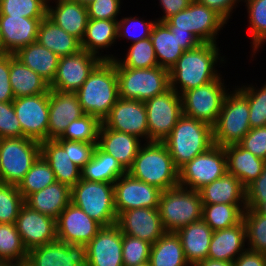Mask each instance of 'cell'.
Instances as JSON below:
<instances>
[{"label": "cell", "mask_w": 266, "mask_h": 266, "mask_svg": "<svg viewBox=\"0 0 266 266\" xmlns=\"http://www.w3.org/2000/svg\"><path fill=\"white\" fill-rule=\"evenodd\" d=\"M219 50L217 43H201L184 51L169 71L170 88L181 95L222 76L215 68L218 62L224 61Z\"/></svg>", "instance_id": "cell-1"}, {"label": "cell", "mask_w": 266, "mask_h": 266, "mask_svg": "<svg viewBox=\"0 0 266 266\" xmlns=\"http://www.w3.org/2000/svg\"><path fill=\"white\" fill-rule=\"evenodd\" d=\"M84 114L97 117L101 122L109 115L119 98L115 64L102 60L76 91Z\"/></svg>", "instance_id": "cell-2"}, {"label": "cell", "mask_w": 266, "mask_h": 266, "mask_svg": "<svg viewBox=\"0 0 266 266\" xmlns=\"http://www.w3.org/2000/svg\"><path fill=\"white\" fill-rule=\"evenodd\" d=\"M127 173L161 191L179 186V169L163 142H145L141 145Z\"/></svg>", "instance_id": "cell-3"}, {"label": "cell", "mask_w": 266, "mask_h": 266, "mask_svg": "<svg viewBox=\"0 0 266 266\" xmlns=\"http://www.w3.org/2000/svg\"><path fill=\"white\" fill-rule=\"evenodd\" d=\"M163 143L179 169L214 145L213 130L209 124L182 115Z\"/></svg>", "instance_id": "cell-4"}, {"label": "cell", "mask_w": 266, "mask_h": 266, "mask_svg": "<svg viewBox=\"0 0 266 266\" xmlns=\"http://www.w3.org/2000/svg\"><path fill=\"white\" fill-rule=\"evenodd\" d=\"M119 97L145 102L170 89L169 70L160 66L136 69L120 65L115 59Z\"/></svg>", "instance_id": "cell-5"}, {"label": "cell", "mask_w": 266, "mask_h": 266, "mask_svg": "<svg viewBox=\"0 0 266 266\" xmlns=\"http://www.w3.org/2000/svg\"><path fill=\"white\" fill-rule=\"evenodd\" d=\"M203 203L199 191L175 187L161 191L159 212L166 232L178 229L202 219Z\"/></svg>", "instance_id": "cell-6"}, {"label": "cell", "mask_w": 266, "mask_h": 266, "mask_svg": "<svg viewBox=\"0 0 266 266\" xmlns=\"http://www.w3.org/2000/svg\"><path fill=\"white\" fill-rule=\"evenodd\" d=\"M71 203L102 227L116 224L114 184L80 179L71 188Z\"/></svg>", "instance_id": "cell-7"}, {"label": "cell", "mask_w": 266, "mask_h": 266, "mask_svg": "<svg viewBox=\"0 0 266 266\" xmlns=\"http://www.w3.org/2000/svg\"><path fill=\"white\" fill-rule=\"evenodd\" d=\"M249 113L247 97L238 87L228 92L218 120L212 127L214 145L225 147L238 144L251 129Z\"/></svg>", "instance_id": "cell-8"}, {"label": "cell", "mask_w": 266, "mask_h": 266, "mask_svg": "<svg viewBox=\"0 0 266 266\" xmlns=\"http://www.w3.org/2000/svg\"><path fill=\"white\" fill-rule=\"evenodd\" d=\"M40 155V142L36 140L0 139V182L18 186Z\"/></svg>", "instance_id": "cell-9"}, {"label": "cell", "mask_w": 266, "mask_h": 266, "mask_svg": "<svg viewBox=\"0 0 266 266\" xmlns=\"http://www.w3.org/2000/svg\"><path fill=\"white\" fill-rule=\"evenodd\" d=\"M171 31L191 32L201 43H217V35L227 21L215 10L193 0L164 22Z\"/></svg>", "instance_id": "cell-10"}, {"label": "cell", "mask_w": 266, "mask_h": 266, "mask_svg": "<svg viewBox=\"0 0 266 266\" xmlns=\"http://www.w3.org/2000/svg\"><path fill=\"white\" fill-rule=\"evenodd\" d=\"M222 80L220 76L212 82L183 92L181 94L183 115L213 127L228 93Z\"/></svg>", "instance_id": "cell-11"}, {"label": "cell", "mask_w": 266, "mask_h": 266, "mask_svg": "<svg viewBox=\"0 0 266 266\" xmlns=\"http://www.w3.org/2000/svg\"><path fill=\"white\" fill-rule=\"evenodd\" d=\"M227 172L224 147L213 145L179 168V186L199 191Z\"/></svg>", "instance_id": "cell-12"}, {"label": "cell", "mask_w": 266, "mask_h": 266, "mask_svg": "<svg viewBox=\"0 0 266 266\" xmlns=\"http://www.w3.org/2000/svg\"><path fill=\"white\" fill-rule=\"evenodd\" d=\"M147 111L149 142H163L183 115L181 95L167 90L144 102Z\"/></svg>", "instance_id": "cell-13"}, {"label": "cell", "mask_w": 266, "mask_h": 266, "mask_svg": "<svg viewBox=\"0 0 266 266\" xmlns=\"http://www.w3.org/2000/svg\"><path fill=\"white\" fill-rule=\"evenodd\" d=\"M12 103L24 137L48 140L49 92L15 98Z\"/></svg>", "instance_id": "cell-14"}, {"label": "cell", "mask_w": 266, "mask_h": 266, "mask_svg": "<svg viewBox=\"0 0 266 266\" xmlns=\"http://www.w3.org/2000/svg\"><path fill=\"white\" fill-rule=\"evenodd\" d=\"M102 59L85 50L59 58L57 72L49 88L62 92H76Z\"/></svg>", "instance_id": "cell-15"}, {"label": "cell", "mask_w": 266, "mask_h": 266, "mask_svg": "<svg viewBox=\"0 0 266 266\" xmlns=\"http://www.w3.org/2000/svg\"><path fill=\"white\" fill-rule=\"evenodd\" d=\"M161 190L133 178L129 173L114 182V204L117 216L135 208H159Z\"/></svg>", "instance_id": "cell-16"}, {"label": "cell", "mask_w": 266, "mask_h": 266, "mask_svg": "<svg viewBox=\"0 0 266 266\" xmlns=\"http://www.w3.org/2000/svg\"><path fill=\"white\" fill-rule=\"evenodd\" d=\"M102 123L108 129L132 134L149 142L147 111L143 101L119 97Z\"/></svg>", "instance_id": "cell-17"}, {"label": "cell", "mask_w": 266, "mask_h": 266, "mask_svg": "<svg viewBox=\"0 0 266 266\" xmlns=\"http://www.w3.org/2000/svg\"><path fill=\"white\" fill-rule=\"evenodd\" d=\"M31 266H89L85 244H67L58 239L28 251Z\"/></svg>", "instance_id": "cell-18"}, {"label": "cell", "mask_w": 266, "mask_h": 266, "mask_svg": "<svg viewBox=\"0 0 266 266\" xmlns=\"http://www.w3.org/2000/svg\"><path fill=\"white\" fill-rule=\"evenodd\" d=\"M57 239L67 244L87 245L102 228L81 208L69 203L56 219Z\"/></svg>", "instance_id": "cell-19"}, {"label": "cell", "mask_w": 266, "mask_h": 266, "mask_svg": "<svg viewBox=\"0 0 266 266\" xmlns=\"http://www.w3.org/2000/svg\"><path fill=\"white\" fill-rule=\"evenodd\" d=\"M116 225L122 234L139 238L154 244L166 231L159 208H135L121 212Z\"/></svg>", "instance_id": "cell-20"}, {"label": "cell", "mask_w": 266, "mask_h": 266, "mask_svg": "<svg viewBox=\"0 0 266 266\" xmlns=\"http://www.w3.org/2000/svg\"><path fill=\"white\" fill-rule=\"evenodd\" d=\"M16 228L27 251L57 239L56 219L23 205Z\"/></svg>", "instance_id": "cell-21"}, {"label": "cell", "mask_w": 266, "mask_h": 266, "mask_svg": "<svg viewBox=\"0 0 266 266\" xmlns=\"http://www.w3.org/2000/svg\"><path fill=\"white\" fill-rule=\"evenodd\" d=\"M86 248L89 266H123L122 232L116 224L102 227Z\"/></svg>", "instance_id": "cell-22"}, {"label": "cell", "mask_w": 266, "mask_h": 266, "mask_svg": "<svg viewBox=\"0 0 266 266\" xmlns=\"http://www.w3.org/2000/svg\"><path fill=\"white\" fill-rule=\"evenodd\" d=\"M84 115L76 92L49 90L48 140L62 136L69 123Z\"/></svg>", "instance_id": "cell-23"}, {"label": "cell", "mask_w": 266, "mask_h": 266, "mask_svg": "<svg viewBox=\"0 0 266 266\" xmlns=\"http://www.w3.org/2000/svg\"><path fill=\"white\" fill-rule=\"evenodd\" d=\"M42 19L0 15L2 53L15 54L20 48L35 43Z\"/></svg>", "instance_id": "cell-24"}, {"label": "cell", "mask_w": 266, "mask_h": 266, "mask_svg": "<svg viewBox=\"0 0 266 266\" xmlns=\"http://www.w3.org/2000/svg\"><path fill=\"white\" fill-rule=\"evenodd\" d=\"M42 157L53 170L56 181L72 188L81 179V169L68 155V140L55 139L40 142Z\"/></svg>", "instance_id": "cell-25"}, {"label": "cell", "mask_w": 266, "mask_h": 266, "mask_svg": "<svg viewBox=\"0 0 266 266\" xmlns=\"http://www.w3.org/2000/svg\"><path fill=\"white\" fill-rule=\"evenodd\" d=\"M143 141L137 136L108 129L103 123L98 133L97 146L105 153L112 155L128 171L137 156Z\"/></svg>", "instance_id": "cell-26"}, {"label": "cell", "mask_w": 266, "mask_h": 266, "mask_svg": "<svg viewBox=\"0 0 266 266\" xmlns=\"http://www.w3.org/2000/svg\"><path fill=\"white\" fill-rule=\"evenodd\" d=\"M55 4L48 0L47 17L81 42L89 20L86 5L73 0H55Z\"/></svg>", "instance_id": "cell-27"}, {"label": "cell", "mask_w": 266, "mask_h": 266, "mask_svg": "<svg viewBox=\"0 0 266 266\" xmlns=\"http://www.w3.org/2000/svg\"><path fill=\"white\" fill-rule=\"evenodd\" d=\"M246 227L243 219L226 229L213 231L208 257L213 260L234 261L245 248Z\"/></svg>", "instance_id": "cell-28"}, {"label": "cell", "mask_w": 266, "mask_h": 266, "mask_svg": "<svg viewBox=\"0 0 266 266\" xmlns=\"http://www.w3.org/2000/svg\"><path fill=\"white\" fill-rule=\"evenodd\" d=\"M175 233L180 238L186 261L190 266L208 257L213 230L202 219L178 229Z\"/></svg>", "instance_id": "cell-29"}, {"label": "cell", "mask_w": 266, "mask_h": 266, "mask_svg": "<svg viewBox=\"0 0 266 266\" xmlns=\"http://www.w3.org/2000/svg\"><path fill=\"white\" fill-rule=\"evenodd\" d=\"M227 172L235 176L247 187L257 179L266 167V161L258 158L239 144L224 147Z\"/></svg>", "instance_id": "cell-30"}, {"label": "cell", "mask_w": 266, "mask_h": 266, "mask_svg": "<svg viewBox=\"0 0 266 266\" xmlns=\"http://www.w3.org/2000/svg\"><path fill=\"white\" fill-rule=\"evenodd\" d=\"M70 202L71 188L57 181L24 199L29 208L54 219L59 217Z\"/></svg>", "instance_id": "cell-31"}, {"label": "cell", "mask_w": 266, "mask_h": 266, "mask_svg": "<svg viewBox=\"0 0 266 266\" xmlns=\"http://www.w3.org/2000/svg\"><path fill=\"white\" fill-rule=\"evenodd\" d=\"M199 193L203 204H247L246 187L228 172L201 188Z\"/></svg>", "instance_id": "cell-32"}, {"label": "cell", "mask_w": 266, "mask_h": 266, "mask_svg": "<svg viewBox=\"0 0 266 266\" xmlns=\"http://www.w3.org/2000/svg\"><path fill=\"white\" fill-rule=\"evenodd\" d=\"M117 39V20L89 19L81 41V49L102 60H114L115 56L111 54L103 56L99 54V50L108 49Z\"/></svg>", "instance_id": "cell-33"}, {"label": "cell", "mask_w": 266, "mask_h": 266, "mask_svg": "<svg viewBox=\"0 0 266 266\" xmlns=\"http://www.w3.org/2000/svg\"><path fill=\"white\" fill-rule=\"evenodd\" d=\"M37 42L58 57L73 55L81 50V42L65 32L47 16L40 21Z\"/></svg>", "instance_id": "cell-34"}, {"label": "cell", "mask_w": 266, "mask_h": 266, "mask_svg": "<svg viewBox=\"0 0 266 266\" xmlns=\"http://www.w3.org/2000/svg\"><path fill=\"white\" fill-rule=\"evenodd\" d=\"M15 57L35 73L39 74L49 85L55 78L59 58L51 50L37 41L20 48Z\"/></svg>", "instance_id": "cell-35"}, {"label": "cell", "mask_w": 266, "mask_h": 266, "mask_svg": "<svg viewBox=\"0 0 266 266\" xmlns=\"http://www.w3.org/2000/svg\"><path fill=\"white\" fill-rule=\"evenodd\" d=\"M150 39L154 47L158 66L170 71L185 51L180 46L176 34H173L164 22L156 21L152 28Z\"/></svg>", "instance_id": "cell-36"}, {"label": "cell", "mask_w": 266, "mask_h": 266, "mask_svg": "<svg viewBox=\"0 0 266 266\" xmlns=\"http://www.w3.org/2000/svg\"><path fill=\"white\" fill-rule=\"evenodd\" d=\"M10 84L15 98L48 93L49 84L18 58L10 61Z\"/></svg>", "instance_id": "cell-37"}, {"label": "cell", "mask_w": 266, "mask_h": 266, "mask_svg": "<svg viewBox=\"0 0 266 266\" xmlns=\"http://www.w3.org/2000/svg\"><path fill=\"white\" fill-rule=\"evenodd\" d=\"M127 171L112 156L96 146L91 160L81 169V179L113 183Z\"/></svg>", "instance_id": "cell-38"}, {"label": "cell", "mask_w": 266, "mask_h": 266, "mask_svg": "<svg viewBox=\"0 0 266 266\" xmlns=\"http://www.w3.org/2000/svg\"><path fill=\"white\" fill-rule=\"evenodd\" d=\"M150 266H189L180 238L174 232H166L151 246Z\"/></svg>", "instance_id": "cell-39"}, {"label": "cell", "mask_w": 266, "mask_h": 266, "mask_svg": "<svg viewBox=\"0 0 266 266\" xmlns=\"http://www.w3.org/2000/svg\"><path fill=\"white\" fill-rule=\"evenodd\" d=\"M247 204H203L202 220L213 231L226 229L243 219Z\"/></svg>", "instance_id": "cell-40"}, {"label": "cell", "mask_w": 266, "mask_h": 266, "mask_svg": "<svg viewBox=\"0 0 266 266\" xmlns=\"http://www.w3.org/2000/svg\"><path fill=\"white\" fill-rule=\"evenodd\" d=\"M54 182H56V177L53 170L40 155L17 187L25 199L28 195L38 192Z\"/></svg>", "instance_id": "cell-41"}, {"label": "cell", "mask_w": 266, "mask_h": 266, "mask_svg": "<svg viewBox=\"0 0 266 266\" xmlns=\"http://www.w3.org/2000/svg\"><path fill=\"white\" fill-rule=\"evenodd\" d=\"M27 254L16 225L0 223V261H26Z\"/></svg>", "instance_id": "cell-42"}, {"label": "cell", "mask_w": 266, "mask_h": 266, "mask_svg": "<svg viewBox=\"0 0 266 266\" xmlns=\"http://www.w3.org/2000/svg\"><path fill=\"white\" fill-rule=\"evenodd\" d=\"M243 2L246 3L248 10L253 57L266 42V0H244Z\"/></svg>", "instance_id": "cell-43"}, {"label": "cell", "mask_w": 266, "mask_h": 266, "mask_svg": "<svg viewBox=\"0 0 266 266\" xmlns=\"http://www.w3.org/2000/svg\"><path fill=\"white\" fill-rule=\"evenodd\" d=\"M243 221L246 227L248 250L266 254V215L247 208L243 213Z\"/></svg>", "instance_id": "cell-44"}, {"label": "cell", "mask_w": 266, "mask_h": 266, "mask_svg": "<svg viewBox=\"0 0 266 266\" xmlns=\"http://www.w3.org/2000/svg\"><path fill=\"white\" fill-rule=\"evenodd\" d=\"M120 59L115 58L120 65L127 68L146 69L158 66L150 37L132 43L124 59Z\"/></svg>", "instance_id": "cell-45"}, {"label": "cell", "mask_w": 266, "mask_h": 266, "mask_svg": "<svg viewBox=\"0 0 266 266\" xmlns=\"http://www.w3.org/2000/svg\"><path fill=\"white\" fill-rule=\"evenodd\" d=\"M101 124L102 122L97 117L84 114L69 123L62 136L58 139L97 143Z\"/></svg>", "instance_id": "cell-46"}, {"label": "cell", "mask_w": 266, "mask_h": 266, "mask_svg": "<svg viewBox=\"0 0 266 266\" xmlns=\"http://www.w3.org/2000/svg\"><path fill=\"white\" fill-rule=\"evenodd\" d=\"M48 0H0V15L45 18Z\"/></svg>", "instance_id": "cell-47"}, {"label": "cell", "mask_w": 266, "mask_h": 266, "mask_svg": "<svg viewBox=\"0 0 266 266\" xmlns=\"http://www.w3.org/2000/svg\"><path fill=\"white\" fill-rule=\"evenodd\" d=\"M24 198L16 185L0 182V223L15 224Z\"/></svg>", "instance_id": "cell-48"}, {"label": "cell", "mask_w": 266, "mask_h": 266, "mask_svg": "<svg viewBox=\"0 0 266 266\" xmlns=\"http://www.w3.org/2000/svg\"><path fill=\"white\" fill-rule=\"evenodd\" d=\"M238 89L248 100L251 129L266 126V83L257 89L252 84L239 86Z\"/></svg>", "instance_id": "cell-49"}, {"label": "cell", "mask_w": 266, "mask_h": 266, "mask_svg": "<svg viewBox=\"0 0 266 266\" xmlns=\"http://www.w3.org/2000/svg\"><path fill=\"white\" fill-rule=\"evenodd\" d=\"M151 246L147 241L122 234L123 266H136L149 262Z\"/></svg>", "instance_id": "cell-50"}, {"label": "cell", "mask_w": 266, "mask_h": 266, "mask_svg": "<svg viewBox=\"0 0 266 266\" xmlns=\"http://www.w3.org/2000/svg\"><path fill=\"white\" fill-rule=\"evenodd\" d=\"M156 21H144L137 17H124L117 21V37L127 38L131 42H137L148 38L151 35L152 28ZM137 29V31H136ZM141 31V32H140Z\"/></svg>", "instance_id": "cell-51"}, {"label": "cell", "mask_w": 266, "mask_h": 266, "mask_svg": "<svg viewBox=\"0 0 266 266\" xmlns=\"http://www.w3.org/2000/svg\"><path fill=\"white\" fill-rule=\"evenodd\" d=\"M24 137L12 102H0V139Z\"/></svg>", "instance_id": "cell-52"}, {"label": "cell", "mask_w": 266, "mask_h": 266, "mask_svg": "<svg viewBox=\"0 0 266 266\" xmlns=\"http://www.w3.org/2000/svg\"><path fill=\"white\" fill-rule=\"evenodd\" d=\"M238 144L266 161V126L250 129Z\"/></svg>", "instance_id": "cell-53"}, {"label": "cell", "mask_w": 266, "mask_h": 266, "mask_svg": "<svg viewBox=\"0 0 266 266\" xmlns=\"http://www.w3.org/2000/svg\"><path fill=\"white\" fill-rule=\"evenodd\" d=\"M121 0H93L87 7L89 19L118 20Z\"/></svg>", "instance_id": "cell-54"}, {"label": "cell", "mask_w": 266, "mask_h": 266, "mask_svg": "<svg viewBox=\"0 0 266 266\" xmlns=\"http://www.w3.org/2000/svg\"><path fill=\"white\" fill-rule=\"evenodd\" d=\"M97 143L82 141H68V155L70 160L82 169L92 158Z\"/></svg>", "instance_id": "cell-55"}, {"label": "cell", "mask_w": 266, "mask_h": 266, "mask_svg": "<svg viewBox=\"0 0 266 266\" xmlns=\"http://www.w3.org/2000/svg\"><path fill=\"white\" fill-rule=\"evenodd\" d=\"M15 54H0V102H13L15 99L10 84V61Z\"/></svg>", "instance_id": "cell-56"}, {"label": "cell", "mask_w": 266, "mask_h": 266, "mask_svg": "<svg viewBox=\"0 0 266 266\" xmlns=\"http://www.w3.org/2000/svg\"><path fill=\"white\" fill-rule=\"evenodd\" d=\"M266 200V167L261 175L246 187L247 208L255 209Z\"/></svg>", "instance_id": "cell-57"}, {"label": "cell", "mask_w": 266, "mask_h": 266, "mask_svg": "<svg viewBox=\"0 0 266 266\" xmlns=\"http://www.w3.org/2000/svg\"><path fill=\"white\" fill-rule=\"evenodd\" d=\"M200 4L207 6L210 9L215 10L220 14L227 22L232 15L234 7L237 3L243 0H197ZM236 5V6H235Z\"/></svg>", "instance_id": "cell-58"}, {"label": "cell", "mask_w": 266, "mask_h": 266, "mask_svg": "<svg viewBox=\"0 0 266 266\" xmlns=\"http://www.w3.org/2000/svg\"><path fill=\"white\" fill-rule=\"evenodd\" d=\"M161 8L163 9L162 17L157 18L156 21L165 22L168 18L176 15L178 12L187 8L193 0H159Z\"/></svg>", "instance_id": "cell-59"}, {"label": "cell", "mask_w": 266, "mask_h": 266, "mask_svg": "<svg viewBox=\"0 0 266 266\" xmlns=\"http://www.w3.org/2000/svg\"><path fill=\"white\" fill-rule=\"evenodd\" d=\"M234 266H266V254L245 250L234 261Z\"/></svg>", "instance_id": "cell-60"}, {"label": "cell", "mask_w": 266, "mask_h": 266, "mask_svg": "<svg viewBox=\"0 0 266 266\" xmlns=\"http://www.w3.org/2000/svg\"><path fill=\"white\" fill-rule=\"evenodd\" d=\"M173 34H176L179 39L180 46L186 51L198 47L201 42L191 33V32H182V31H171Z\"/></svg>", "instance_id": "cell-61"}, {"label": "cell", "mask_w": 266, "mask_h": 266, "mask_svg": "<svg viewBox=\"0 0 266 266\" xmlns=\"http://www.w3.org/2000/svg\"><path fill=\"white\" fill-rule=\"evenodd\" d=\"M194 266H234L232 261H220L206 258L197 262Z\"/></svg>", "instance_id": "cell-62"}, {"label": "cell", "mask_w": 266, "mask_h": 266, "mask_svg": "<svg viewBox=\"0 0 266 266\" xmlns=\"http://www.w3.org/2000/svg\"><path fill=\"white\" fill-rule=\"evenodd\" d=\"M255 210L258 212V213H261L263 215H266V200L265 201H262L256 208Z\"/></svg>", "instance_id": "cell-63"}, {"label": "cell", "mask_w": 266, "mask_h": 266, "mask_svg": "<svg viewBox=\"0 0 266 266\" xmlns=\"http://www.w3.org/2000/svg\"><path fill=\"white\" fill-rule=\"evenodd\" d=\"M14 266H31V265H30L29 262L26 260V261L17 262V263L14 262Z\"/></svg>", "instance_id": "cell-64"}, {"label": "cell", "mask_w": 266, "mask_h": 266, "mask_svg": "<svg viewBox=\"0 0 266 266\" xmlns=\"http://www.w3.org/2000/svg\"><path fill=\"white\" fill-rule=\"evenodd\" d=\"M0 266H14V262L0 261Z\"/></svg>", "instance_id": "cell-65"}, {"label": "cell", "mask_w": 266, "mask_h": 266, "mask_svg": "<svg viewBox=\"0 0 266 266\" xmlns=\"http://www.w3.org/2000/svg\"><path fill=\"white\" fill-rule=\"evenodd\" d=\"M73 1H77L79 4H83L87 6L93 0H73Z\"/></svg>", "instance_id": "cell-66"}, {"label": "cell", "mask_w": 266, "mask_h": 266, "mask_svg": "<svg viewBox=\"0 0 266 266\" xmlns=\"http://www.w3.org/2000/svg\"><path fill=\"white\" fill-rule=\"evenodd\" d=\"M0 51L2 52V33H1V26H0Z\"/></svg>", "instance_id": "cell-67"}, {"label": "cell", "mask_w": 266, "mask_h": 266, "mask_svg": "<svg viewBox=\"0 0 266 266\" xmlns=\"http://www.w3.org/2000/svg\"><path fill=\"white\" fill-rule=\"evenodd\" d=\"M136 266H150V263H144V264H140V265H136Z\"/></svg>", "instance_id": "cell-68"}]
</instances>
